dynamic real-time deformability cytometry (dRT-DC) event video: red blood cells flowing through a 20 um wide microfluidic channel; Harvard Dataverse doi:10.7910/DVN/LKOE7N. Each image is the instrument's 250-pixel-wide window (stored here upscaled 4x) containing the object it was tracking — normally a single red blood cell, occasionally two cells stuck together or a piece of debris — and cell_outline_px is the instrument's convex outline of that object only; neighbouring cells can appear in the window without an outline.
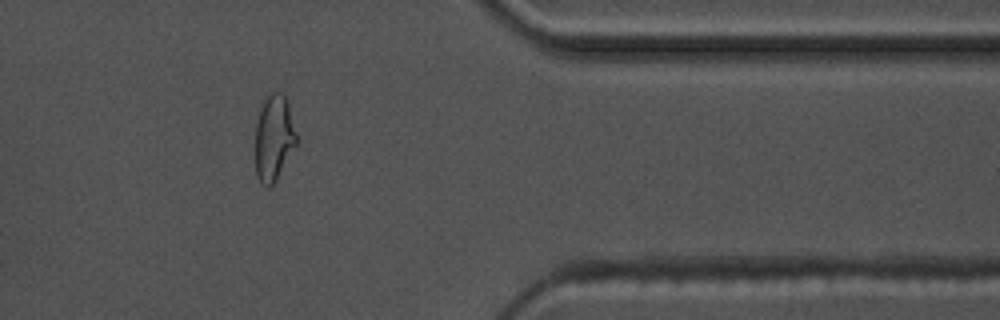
{"species": "common noctule bat (a hibernating species)", "species_latin": "Nyctalus noctula", "temperature_condition": "warm", "stored_images_in_passage": 55, "camera_frame_rate_fps": 3000, "um_per_image_px": 0.085, "animal": {"sex": "male", "body_mass_g": 17.5, "forearm_length_mm": 52.3}, "frame": {"image": 1, "passage_image": 47, "time_ms": 15.333, "image_size_px": [1000, 320], "cell_outline_px": [[296, 144], [276, 180], [268, 188], [260, 184], [256, 176], [256, 124], [260, 108], [264, 100], [272, 92], [284, 92], [288, 100], [296, 136]], "centroid_in_image_um": [23.27, 11.71], "position_along_channel_um": 388.1, "area_um2": 20.52}}